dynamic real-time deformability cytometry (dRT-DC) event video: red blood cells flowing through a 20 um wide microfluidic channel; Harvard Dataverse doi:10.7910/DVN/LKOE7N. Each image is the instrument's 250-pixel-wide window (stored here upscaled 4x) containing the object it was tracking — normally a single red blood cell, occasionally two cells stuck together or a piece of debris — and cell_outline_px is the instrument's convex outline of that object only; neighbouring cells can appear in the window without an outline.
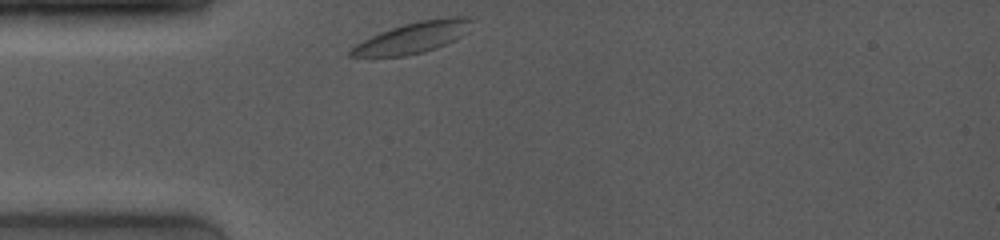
{"species": "common noctule bat (a hibernating species)", "species_latin": "Nyctalus noctula", "temperature_condition": "room temperature", "stored_images_in_passage": 30, "camera_frame_rate_fps": 4000, "um_per_image_px": 0.085, "animal": {"sex": "female", "body_mass_g": 19.0, "forearm_length_mm": 53.3}, "frame": {"image": 1, "passage_image": 1, "time_ms": 0.0, "image_size_px": [1000, 240], "cell_outline_px": [[472, 20], [468, 32], [436, 48], [424, 52], [404, 56], [348, 56], [348, 52], [356, 44], [380, 32], [404, 24], [420, 20], [452, 16], [464, 16]], "centroid_in_image_um": [35.11, 3.18], "position_along_channel_um": 49.9, "area_um2": 21.44}}
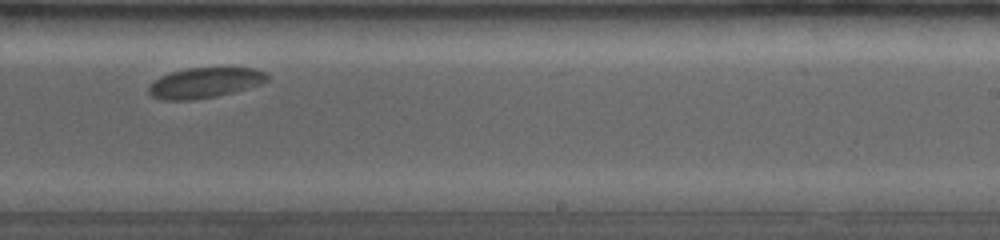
{"frame": {"image": 2, "passage_image": 19, "time_ms": 6.25, "image_size_px": [1000, 240], "cell_outline_px": [[268, 80], [264, 84], [216, 96], [192, 100], [164, 100], [152, 96], [148, 92], [148, 88], [160, 76], [172, 72], [188, 68], [256, 68], [264, 72], [268, 76]], "centroid_in_image_um": [17.44, 7.04], "position_along_channel_um": 271.6, "area_um2": 20.81}}
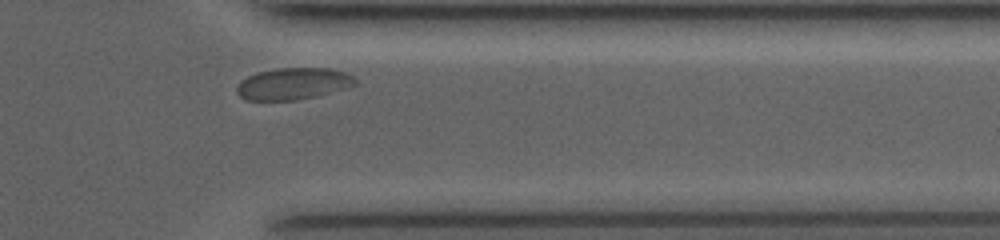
{"frame": {"image": 3, "passage_image": 28, "time_ms": 9.25, "image_size_px": [1000, 240], "cell_outline_px": [[356, 84], [348, 88], [316, 96], [296, 100], [244, 100], [236, 92], [236, 88], [240, 80], [256, 72], [276, 68], [328, 68], [348, 72], [356, 76]], "centroid_in_image_um": [24.94, 7.11], "position_along_channel_um": 386.5, "area_um2": 22.25}}